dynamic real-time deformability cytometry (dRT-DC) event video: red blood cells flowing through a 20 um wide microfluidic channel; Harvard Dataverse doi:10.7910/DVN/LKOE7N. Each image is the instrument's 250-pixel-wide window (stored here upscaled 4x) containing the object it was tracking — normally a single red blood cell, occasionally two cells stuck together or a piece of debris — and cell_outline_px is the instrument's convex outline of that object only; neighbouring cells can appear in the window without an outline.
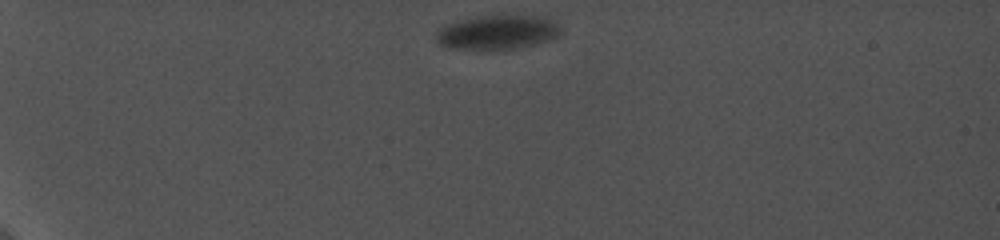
{"species": "common noctule bat (a hibernating species)", "species_latin": "Nyctalus noctula", "temperature_condition": "cold", "stored_images_in_passage": 11, "camera_frame_rate_fps": 5000, "um_per_image_px": 0.085, "animal": {"sex": "female", "body_mass_g": 19.0, "forearm_length_mm": 56.7}, "frame": {"image": 1, "passage_image": 1, "time_ms": 0.0, "image_size_px": [1000, 240], "cell_outline_px": [[560, 32], [552, 40], [512, 48], [448, 48], [440, 44], [436, 40], [436, 32], [444, 24], [456, 20], [476, 16], [544, 16], [552, 20], [560, 28]], "centroid_in_image_um": [42.23, 2.72], "position_along_channel_um": 42.8, "area_um2": 24.45}}
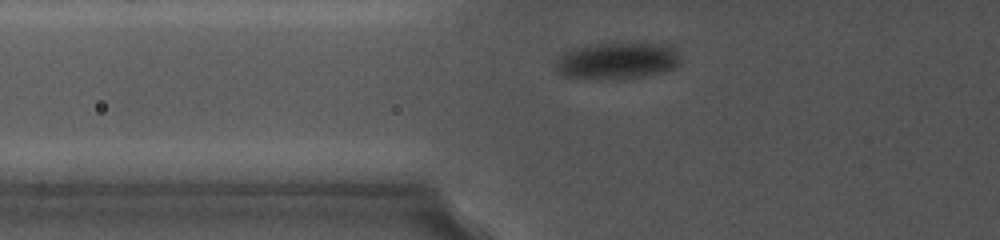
{"frame": {"image": 2, "passage_image": 8, "time_ms": 3.0, "image_size_px": [1000, 240], "cell_outline_px": [[680, 64], [676, 68], [664, 72], [616, 80], [596, 80], [564, 76], [556, 68], [556, 60], [564, 52], [572, 48], [584, 44], [668, 44], [680, 56]], "centroid_in_image_um": [52.44, 5.18], "position_along_channel_um": 73.4, "area_um2": 26.93}}
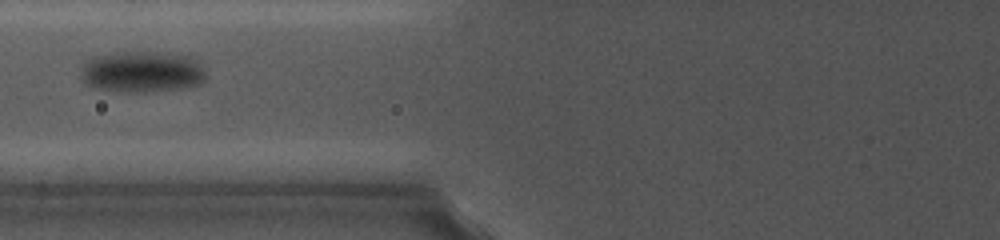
{"frame": {"image": 3, "passage_image": 10, "time_ms": 4.4, "image_size_px": [1000, 240], "cell_outline_px": [[204, 80], [200, 84], [180, 88], [136, 92], [92, 88], [84, 84], [80, 80], [80, 64], [84, 60], [92, 56], [116, 52], [156, 52], [188, 56], [196, 60], [204, 68]], "centroid_in_image_um": [11.96, 6.09], "position_along_channel_um": 113.8, "area_um2": 30.29}}